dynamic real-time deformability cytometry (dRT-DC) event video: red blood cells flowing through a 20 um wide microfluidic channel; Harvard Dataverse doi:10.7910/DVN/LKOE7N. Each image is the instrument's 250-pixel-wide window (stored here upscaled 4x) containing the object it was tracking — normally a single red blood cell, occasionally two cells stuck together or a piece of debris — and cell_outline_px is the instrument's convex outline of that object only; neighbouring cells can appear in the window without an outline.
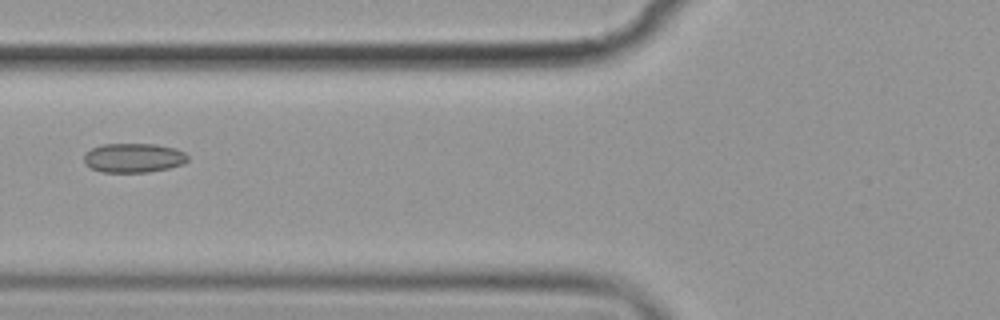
{"species": "common noctule bat (a hibernating species)", "species_latin": "Nyctalus noctula", "temperature_condition": "cold", "stored_images_in_passage": 3, "camera_frame_rate_fps": 3000, "um_per_image_px": 0.085, "animal": {"sex": "female", "body_mass_g": 19.9}, "frame": {"image": 1, "passage_image": 3, "time_ms": 3.333, "image_size_px": [1000, 320], "cell_outline_px": [[188, 160], [184, 164], [168, 168], [148, 172], [100, 172], [84, 164], [84, 156], [92, 148], [100, 144], [156, 144], [176, 148], [184, 152], [188, 156]], "centroid_in_image_um": [11.36, 13.42], "position_along_channel_um": 114.4, "area_um2": 17.8}}